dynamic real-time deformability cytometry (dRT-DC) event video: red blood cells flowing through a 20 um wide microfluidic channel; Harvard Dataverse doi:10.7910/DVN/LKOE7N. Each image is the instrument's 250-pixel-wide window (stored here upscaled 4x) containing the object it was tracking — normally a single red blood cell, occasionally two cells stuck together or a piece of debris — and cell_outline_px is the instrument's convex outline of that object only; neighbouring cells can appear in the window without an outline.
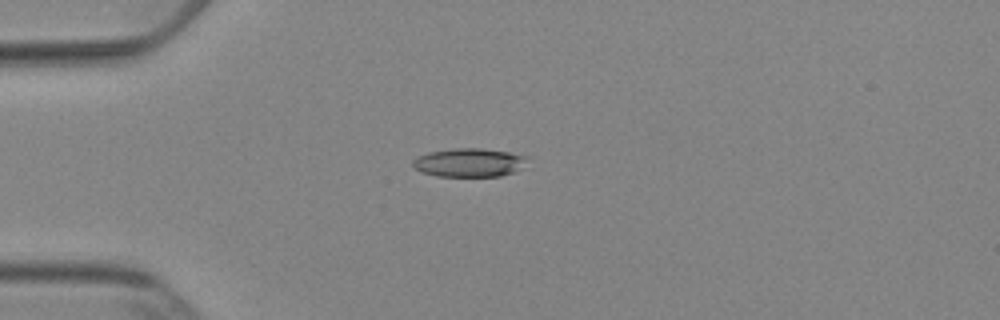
{"species": "Egyptian fruit bat (a non-hibernating species)", "species_latin": "Rousettus aegyptiacus", "temperature_condition": "cold", "stored_images_in_passage": 39, "camera_frame_rate_fps": 3000, "um_per_image_px": 0.085, "animal": {"sex": "female"}, "frame": {"image": 1, "passage_image": 1, "time_ms": 0.0, "image_size_px": [1000, 320], "cell_outline_px": [[528, 156], [524, 168], [500, 176], [436, 176], [424, 172], [416, 168], [412, 164], [412, 160], [428, 152], [456, 148], [480, 148], [508, 152]], "centroid_in_image_um": [39.92, 13.81], "position_along_channel_um": 45.1, "area_um2": 18.96}}
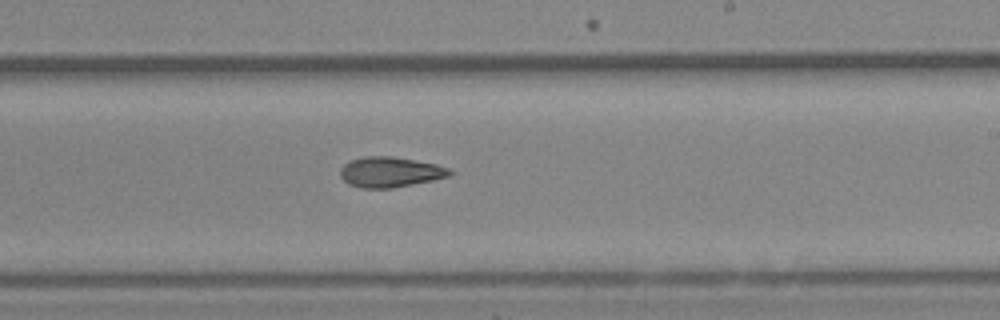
{"frame": {"image": 2, "passage_image": 19, "time_ms": 6.0, "image_size_px": [1000, 320], "cell_outline_px": [[456, 172], [452, 176], [392, 188], [360, 188], [348, 184], [340, 176], [340, 168], [344, 164], [352, 160], [364, 156], [392, 156], [436, 164], [448, 168]], "centroid_in_image_um": [33.18, 14.62], "position_along_channel_um": 255.8, "area_um2": 19.42}}
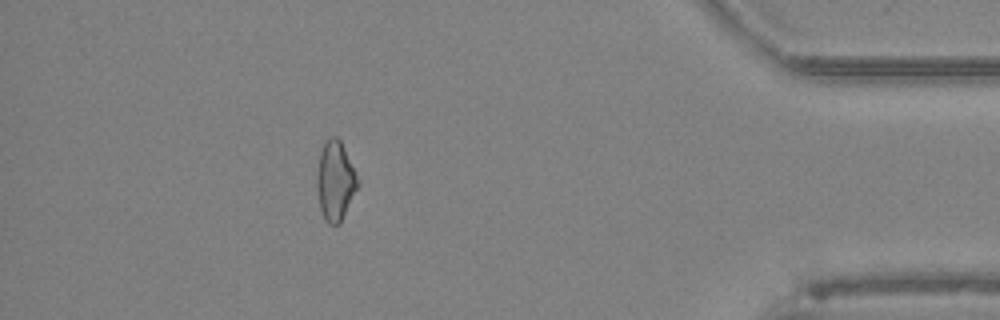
{"frame": {"image": 3, "passage_image": 34, "time_ms": 11.0, "image_size_px": [1000, 320], "cell_outline_px": [[360, 184], [340, 224], [328, 224], [324, 220], [320, 208], [316, 188], [316, 176], [320, 152], [324, 144], [332, 136], [336, 136], [340, 140], [360, 180]], "centroid_in_image_um": [28.51, 15.41], "position_along_channel_um": 406.7, "area_um2": 19.07}, "authors_computed_cell_mechanics": {"area_um2": 19.3052, "velocity_mm_per_s": 3.8917, "shape_relaxation_time_tau1_ms": 6.7247, "shape_relaxation_time_tau2_ms": 4.3811, "deformation_change_tau1": 0.1635, "deformation_change_tau2": 0.122}}